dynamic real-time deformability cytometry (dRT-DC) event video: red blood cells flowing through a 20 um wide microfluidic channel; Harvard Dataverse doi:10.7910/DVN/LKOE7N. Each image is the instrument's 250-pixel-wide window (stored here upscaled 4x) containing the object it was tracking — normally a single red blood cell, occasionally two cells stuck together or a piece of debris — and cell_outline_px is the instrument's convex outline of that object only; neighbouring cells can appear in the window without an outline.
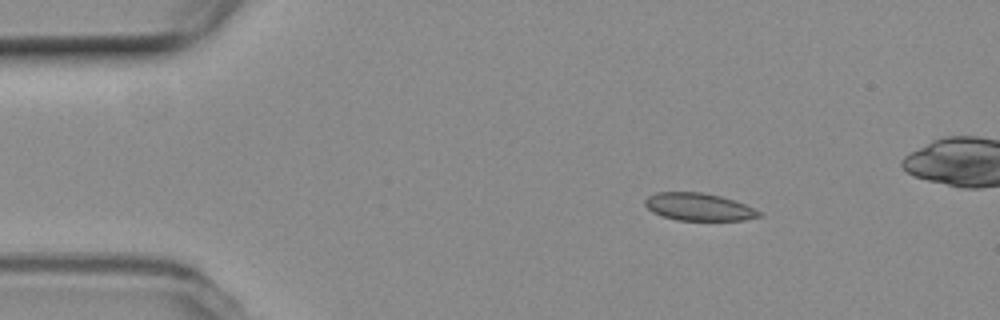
{"species": "common noctule bat (a hibernating species)", "species_latin": "Nyctalus noctula", "temperature_condition": "room temperature", "stored_images_in_passage": 47, "camera_frame_rate_fps": 3000, "um_per_image_px": 0.085, "animal": {"sex": "female", "body_mass_g": 19.3, "forearm_length_mm": 54.1}, "frame": {"image": 1, "passage_image": 1, "time_ms": 0.0, "image_size_px": [1000, 320], "cell_outline_px": [[764, 216], [744, 220], [676, 220], [660, 216], [652, 212], [644, 204], [644, 200], [648, 196], [656, 192], [704, 192], [720, 196], [744, 204], [760, 212]], "centroid_in_image_um": [59.35, 17.59], "position_along_channel_um": 25.6, "area_um2": 18.32}}
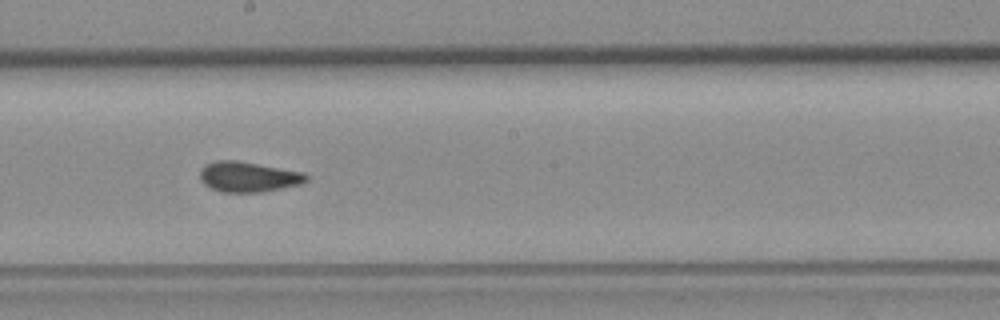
{"frame": {"image": 2, "passage_image": 22, "time_ms": 7.0, "image_size_px": [1000, 320], "cell_outline_px": [[308, 180], [300, 184], [264, 192], [220, 192], [204, 184], [200, 180], [200, 168], [204, 164], [216, 160], [236, 160], [304, 172], [308, 176]], "centroid_in_image_um": [21.08, 15.02], "position_along_channel_um": 227.1, "area_um2": 18.9}}
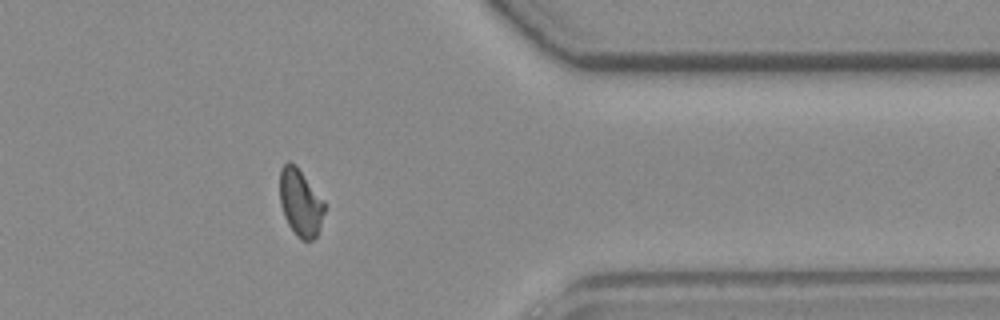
{"frame": {"image": 3, "passage_image": 36, "time_ms": 11.667, "image_size_px": [1000, 320], "cell_outline_px": [[324, 212], [320, 228], [316, 236], [312, 240], [300, 240], [296, 236], [288, 224], [284, 216], [280, 204], [280, 168], [288, 160], [296, 164], [324, 200]], "centroid_in_image_um": [25.53, 17.21], "position_along_channel_um": 385.9, "area_um2": 17.69}, "authors_computed_cell_mechanics": {"area_um2": 18.3226, "velocity_mm_per_s": 3.7922, "shape_relaxation_time_tau1_ms": 10.7833, "shape_relaxation_time_tau2_ms": 0.8713, "deformation_change_tau1": 0.1967, "deformation_change_tau2": 0.0644}}